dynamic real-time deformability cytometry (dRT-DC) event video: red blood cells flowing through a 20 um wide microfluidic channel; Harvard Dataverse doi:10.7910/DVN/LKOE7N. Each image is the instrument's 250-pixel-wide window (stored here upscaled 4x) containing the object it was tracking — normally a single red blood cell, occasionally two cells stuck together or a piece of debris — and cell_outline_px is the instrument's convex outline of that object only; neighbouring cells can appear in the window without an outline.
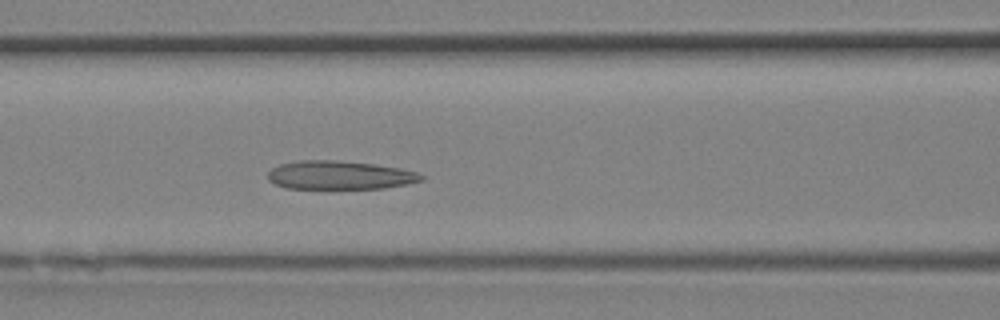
{"species": "Egyptian fruit bat (a non-hibernating species)", "species_latin": "Rousettus aegyptiacus", "temperature_condition": "room temperature", "stored_images_in_passage": 10, "camera_frame_rate_fps": 3000, "um_per_image_px": 0.085, "animal": {"sex": "female"}, "frame": {"image": 1, "passage_image": 10, "time_ms": 3.0, "image_size_px": [1000, 320], "cell_outline_px": [[424, 180], [408, 184], [384, 188], [284, 188], [268, 180], [268, 172], [272, 168], [280, 164], [300, 160], [336, 160], [372, 164], [400, 168], [416, 172], [424, 176]], "centroid_in_image_um": [28.87, 14.89], "position_along_channel_um": 137.7, "area_um2": 25.43}}